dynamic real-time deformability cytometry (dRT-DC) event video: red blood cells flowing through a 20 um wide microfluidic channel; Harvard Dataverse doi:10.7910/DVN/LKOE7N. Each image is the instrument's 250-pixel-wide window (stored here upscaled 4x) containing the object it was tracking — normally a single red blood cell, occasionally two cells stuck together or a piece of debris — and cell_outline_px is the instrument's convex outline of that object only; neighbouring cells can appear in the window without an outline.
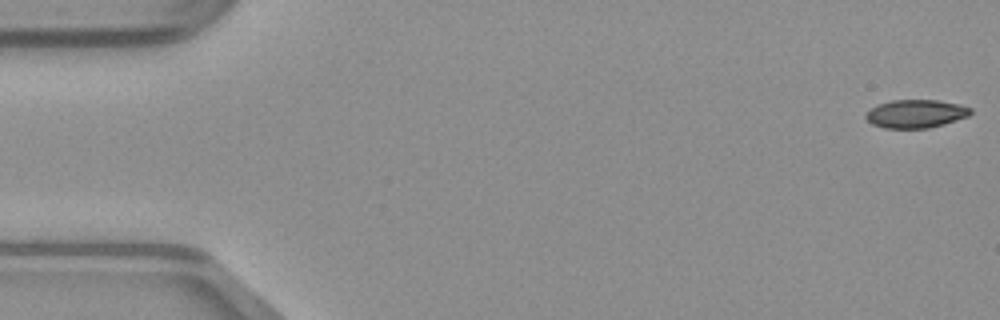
{"species": "common noctule bat (a hibernating species)", "species_latin": "Nyctalus noctula", "temperature_condition": "warm", "stored_images_in_passage": 49, "camera_frame_rate_fps": 3000, "um_per_image_px": 0.085, "animal": {"sex": "male", "body_mass_g": 23.1, "forearm_length_mm": 52.7}, "frame": {"image": 1, "passage_image": 1, "time_ms": 0.0, "image_size_px": [1000, 320], "cell_outline_px": [[972, 112], [968, 116], [944, 124], [928, 128], [884, 128], [872, 124], [864, 116], [876, 104], [892, 100], [936, 100], [960, 104], [972, 108]], "centroid_in_image_um": [77.85, 9.66], "position_along_channel_um": 7.2, "area_um2": 17.22}}
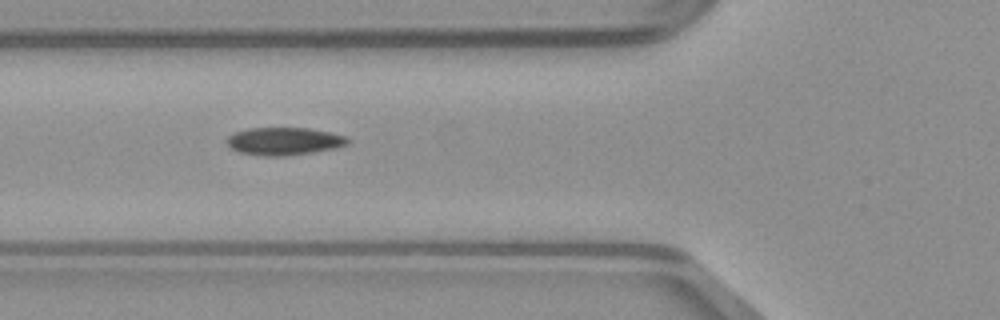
{"frame": {"image": 2, "passage_image": 18, "time_ms": 5.667, "image_size_px": [1000, 320], "cell_outline_px": [[352, 140], [348, 144], [336, 148], [312, 152], [284, 156], [264, 156], [236, 152], [228, 144], [228, 136], [236, 132], [248, 128], [308, 128], [348, 136]], "centroid_in_image_um": [24.19, 12.0], "position_along_channel_um": 101.6, "area_um2": 19.54}}
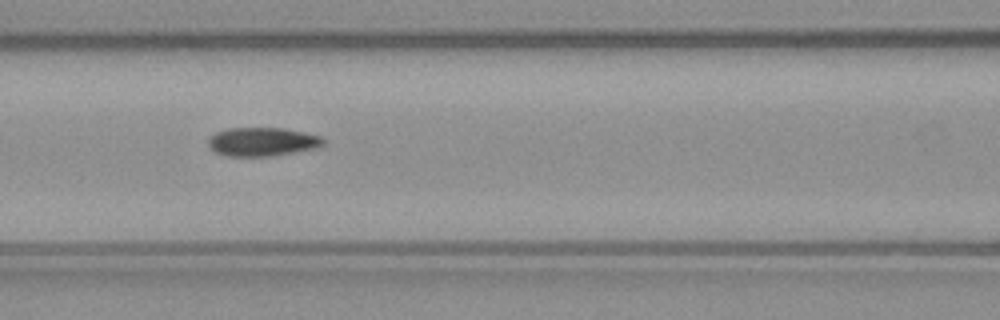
{"frame": {"image": 3, "passage_image": 21, "time_ms": 6.667, "image_size_px": [1000, 320], "cell_outline_px": [[324, 144], [316, 148], [276, 156], [228, 156], [216, 152], [208, 144], [208, 140], [216, 132], [228, 128], [284, 128], [304, 132], [320, 136], [324, 140]], "centroid_in_image_um": [22.32, 12.05], "position_along_channel_um": 144.3, "area_um2": 19.19}}